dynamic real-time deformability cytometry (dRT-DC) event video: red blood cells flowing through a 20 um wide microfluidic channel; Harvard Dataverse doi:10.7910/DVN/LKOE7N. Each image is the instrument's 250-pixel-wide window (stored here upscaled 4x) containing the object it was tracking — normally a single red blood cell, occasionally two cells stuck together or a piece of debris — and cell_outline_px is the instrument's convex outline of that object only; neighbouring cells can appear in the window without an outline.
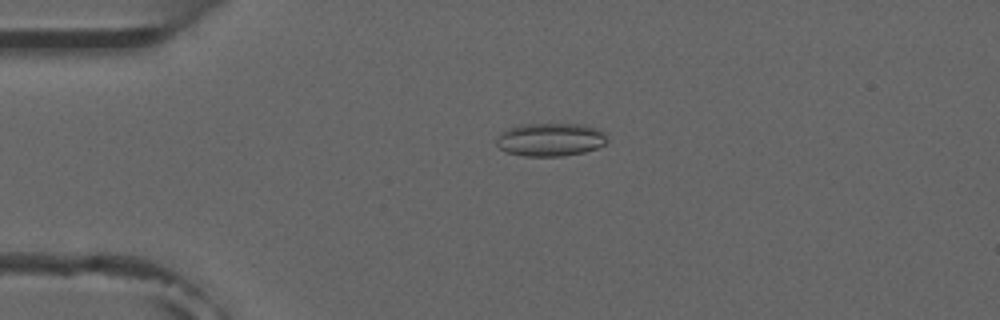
{"species": "common noctule bat (a hibernating species)", "species_latin": "Nyctalus noctula", "temperature_condition": "room temperature", "stored_images_in_passage": 4, "camera_frame_rate_fps": 3000, "um_per_image_px": 0.085, "animal": {"sex": "male", "forearm_length_mm": 52.5}, "frame": {"image": 1, "passage_image": 3, "time_ms": 3.333, "image_size_px": [1000, 320], "cell_outline_px": [[608, 140], [604, 144], [596, 148], [584, 152], [564, 156], [524, 156], [508, 152], [500, 148], [496, 144], [496, 140], [500, 132], [520, 124], [584, 124], [608, 132]], "centroid_in_image_um": [46.83, 11.85], "position_along_channel_um": 38.2, "area_um2": 21.62}}